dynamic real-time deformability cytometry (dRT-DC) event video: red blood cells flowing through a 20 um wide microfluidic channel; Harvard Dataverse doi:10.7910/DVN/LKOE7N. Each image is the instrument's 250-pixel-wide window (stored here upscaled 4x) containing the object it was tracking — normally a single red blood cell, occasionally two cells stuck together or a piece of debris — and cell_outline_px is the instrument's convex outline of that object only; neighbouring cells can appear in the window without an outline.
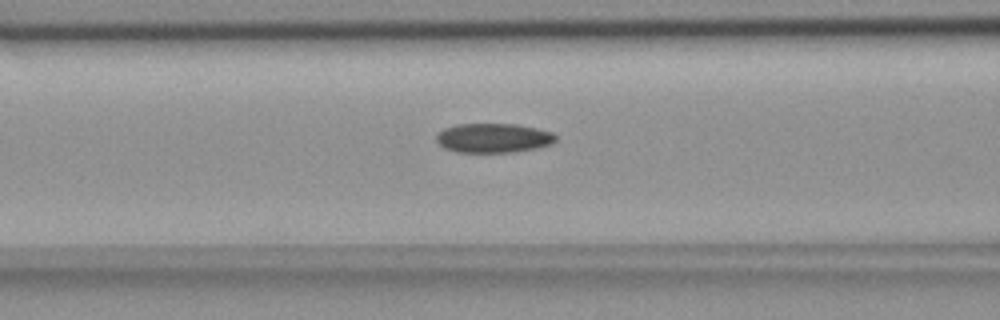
{"species": "common noctule bat (a hibernating species)", "species_latin": "Nyctalus noctula", "temperature_condition": "room temperature", "stored_images_in_passage": 55, "camera_frame_rate_fps": 3000, "um_per_image_px": 0.085, "animal": {"sex": "female", "body_mass_g": 18.4}, "frame": {"image": 1, "passage_image": 22, "time_ms": 7.0, "image_size_px": [1000, 320], "cell_outline_px": [[556, 140], [552, 144], [536, 148], [516, 152], [456, 152], [444, 148], [436, 140], [436, 136], [444, 128], [460, 124], [516, 124], [536, 128], [552, 132], [556, 136]], "centroid_in_image_um": [41.96, 11.73], "position_along_channel_um": 124.6, "area_um2": 20.4}}
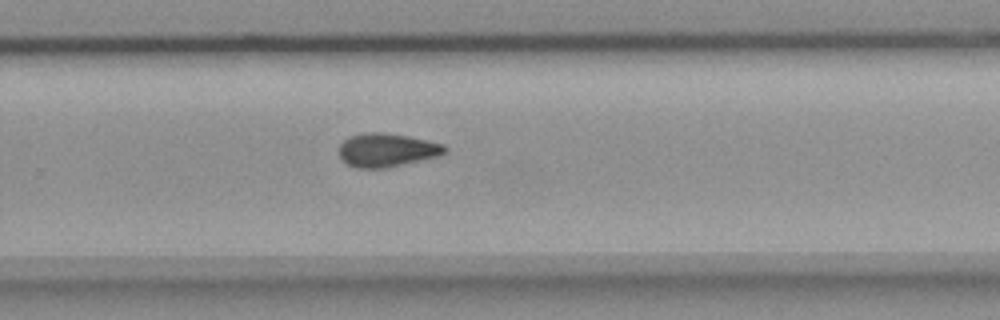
{"frame": {"image": 2, "passage_image": 36, "time_ms": 11.667, "image_size_px": [1000, 320], "cell_outline_px": [[448, 152], [440, 156], [388, 168], [356, 168], [348, 164], [340, 156], [340, 144], [344, 140], [352, 136], [364, 132], [384, 132], [408, 136], [444, 144], [448, 148]], "centroid_in_image_um": [32.94, 12.76], "position_along_channel_um": 296.9, "area_um2": 20.81}}
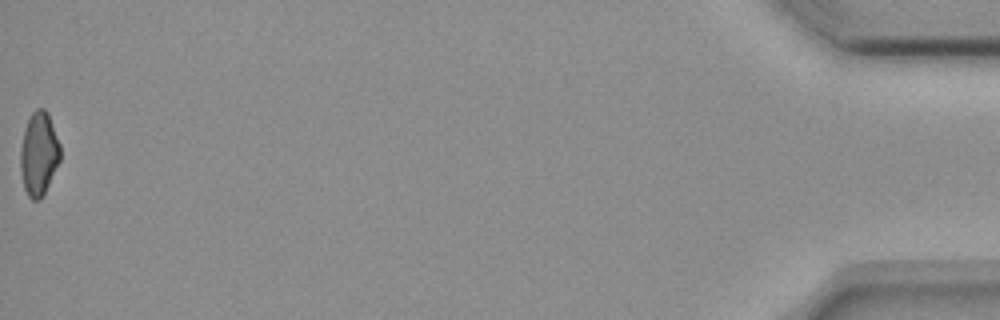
{"frame": {"image": 3, "passage_image": 55, "time_ms": 18.0, "image_size_px": [1000, 320], "cell_outline_px": [[60, 160], [40, 200], [32, 200], [28, 196], [24, 188], [20, 172], [20, 148], [24, 128], [32, 112], [36, 108], [44, 108], [48, 112], [60, 144]], "centroid_in_image_um": [3.28, 13.05], "position_along_channel_um": 431.9, "area_um2": 19.42}, "authors_computed_cell_mechanics": {"area_um2": 20.3456, "velocity_mm_per_s": 3.7048, "shape_relaxation_time_tau1_ms": null, "shape_relaxation_time_tau2_ms": 5.2444, "deformation_change_tau1": null, "deformation_change_tau2": 0.1151}}